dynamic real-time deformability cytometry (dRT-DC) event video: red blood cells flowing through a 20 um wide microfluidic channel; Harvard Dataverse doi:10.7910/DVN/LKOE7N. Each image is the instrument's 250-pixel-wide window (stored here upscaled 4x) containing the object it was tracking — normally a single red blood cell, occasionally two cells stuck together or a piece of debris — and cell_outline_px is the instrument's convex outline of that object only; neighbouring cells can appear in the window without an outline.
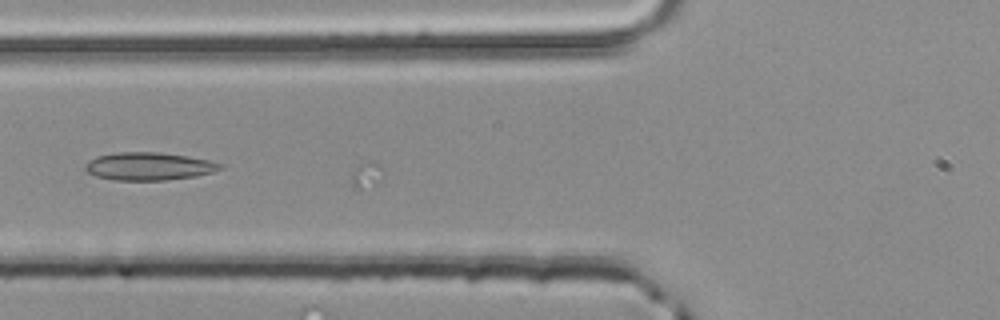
{"species": "common noctule bat (a hibernating species)", "species_latin": "Nyctalus noctula", "temperature_condition": "room temperature", "stored_images_in_passage": 20, "camera_frame_rate_fps": 3000, "um_per_image_px": 0.085, "animal": {"sex": "male", "body_mass_g": 20.4}, "frame": {"image": 1, "passage_image": 15, "time_ms": 4.667, "image_size_px": [1000, 320], "cell_outline_px": [[224, 168], [212, 172], [196, 176], [164, 180], [116, 180], [96, 176], [88, 172], [84, 168], [84, 164], [88, 160], [96, 156], [116, 152], [160, 152], [188, 156], [208, 160], [220, 164]], "centroid_in_image_um": [12.62, 14.13], "position_along_channel_um": 113.2, "area_um2": 21.91}}
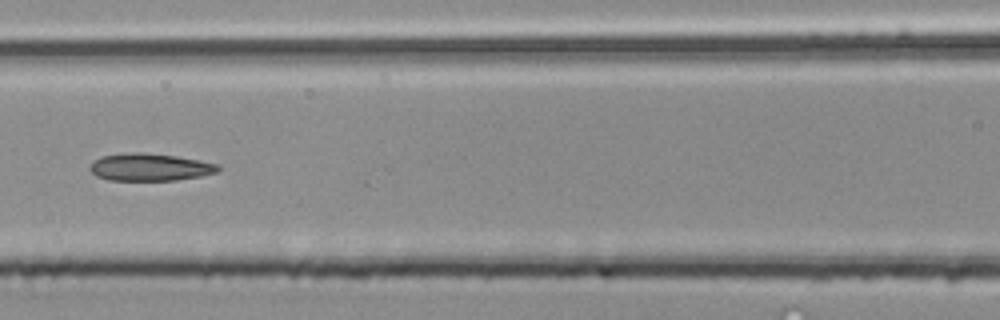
{"frame": {"image": 2, "passage_image": 18, "time_ms": 5.667, "image_size_px": [1000, 320], "cell_outline_px": [[220, 168], [216, 172], [200, 176], [176, 180], [108, 180], [96, 176], [88, 168], [100, 156], [128, 152], [140, 152], [176, 156], [220, 164]], "centroid_in_image_um": [12.73, 14.2], "position_along_channel_um": 153.9, "area_um2": 20.4}}